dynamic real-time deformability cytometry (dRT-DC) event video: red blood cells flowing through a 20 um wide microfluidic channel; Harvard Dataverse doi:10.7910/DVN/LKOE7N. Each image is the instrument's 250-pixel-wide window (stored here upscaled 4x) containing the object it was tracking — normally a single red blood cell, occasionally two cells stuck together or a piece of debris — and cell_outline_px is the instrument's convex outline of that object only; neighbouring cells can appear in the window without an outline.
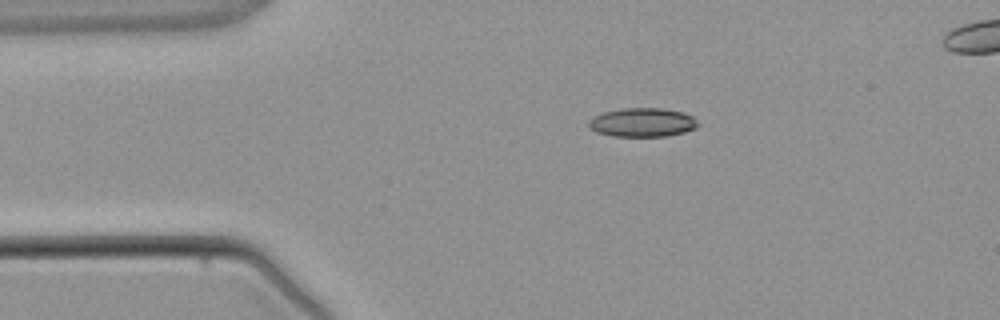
{"species": "common noctule bat (a hibernating species)", "species_latin": "Nyctalus noctula", "temperature_condition": "warm", "stored_images_in_passage": 3, "camera_frame_rate_fps": 3000, "um_per_image_px": 0.085, "animal": {"sex": "male", "body_mass_g": 21.5, "forearm_length_mm": 52.0}, "frame": {"image": 1, "passage_image": 3, "time_ms": 2.667, "image_size_px": [1000, 320], "cell_outline_px": [[700, 124], [696, 128], [684, 132], [668, 136], [612, 136], [596, 132], [588, 128], [588, 120], [592, 116], [604, 112], [624, 108], [664, 108], [684, 112], [692, 116]], "centroid_in_image_um": [54.59, 10.4], "position_along_channel_um": 30.4, "area_um2": 18.61}}